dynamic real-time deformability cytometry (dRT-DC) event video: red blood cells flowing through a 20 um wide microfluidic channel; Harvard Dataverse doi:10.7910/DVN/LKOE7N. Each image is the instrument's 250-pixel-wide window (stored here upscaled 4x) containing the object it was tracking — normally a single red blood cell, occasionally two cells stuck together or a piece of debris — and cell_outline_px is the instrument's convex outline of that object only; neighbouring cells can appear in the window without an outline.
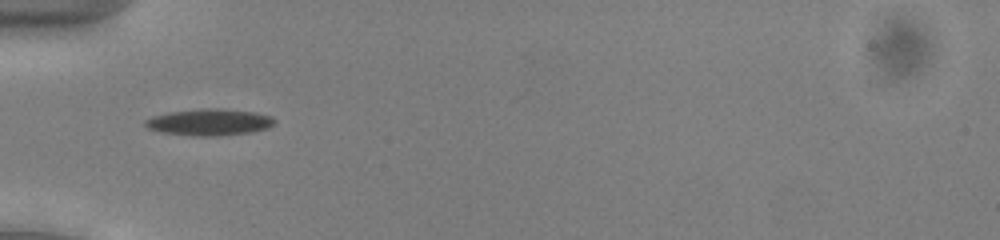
{"species": "common noctule bat (a hibernating species)", "species_latin": "Nyctalus noctula", "temperature_condition": "cold", "stored_images_in_passage": 30, "camera_frame_rate_fps": 3000, "um_per_image_px": 0.085, "animal": {"sex": "male", "body_mass_g": 13.0, "forearm_length_mm": 53.1}, "frame": {"image": 1, "passage_image": 1, "time_ms": 0.0, "image_size_px": [1000, 240], "cell_outline_px": [[276, 120], [268, 128], [252, 132], [220, 136], [192, 136], [160, 132], [148, 128], [144, 124], [144, 120], [152, 116], [168, 112], [200, 108], [216, 108], [256, 112], [272, 116]], "centroid_in_image_um": [17.78, 10.38], "position_along_channel_um": 67.2, "area_um2": 20.29}}
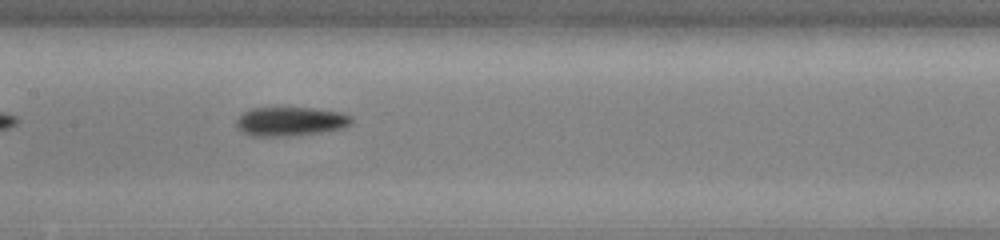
{"frame": {"image": 2, "passage_image": 10, "time_ms": 3.0, "image_size_px": [1000, 240], "cell_outline_px": [[352, 120], [344, 128], [320, 132], [284, 136], [252, 136], [236, 128], [236, 120], [244, 112], [252, 108], [312, 108], [340, 112], [352, 116]], "centroid_in_image_um": [24.67, 10.32], "position_along_channel_um": 182.7, "area_um2": 19.25}}
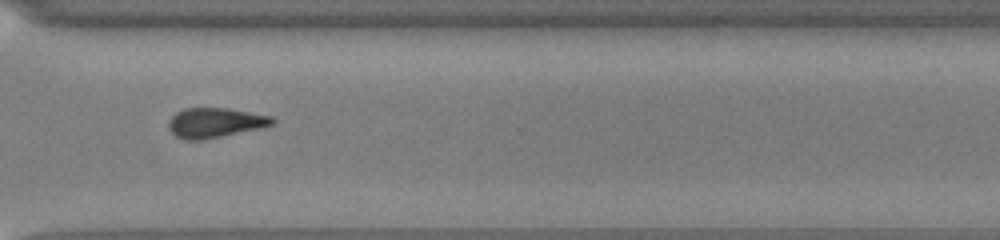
{"frame": {"image": 3, "passage_image": 23, "time_ms": 7.333, "image_size_px": [1000, 240], "cell_outline_px": [[276, 120], [272, 124], [260, 128], [200, 140], [184, 140], [176, 136], [168, 128], [168, 124], [172, 116], [176, 112], [184, 108], [228, 108], [272, 116]], "centroid_in_image_um": [18.26, 10.42], "position_along_channel_um": 352.3, "area_um2": 17.86}, "authors_computed_cell_mechanics": {"area_um2": 18.1781, "velocity_mm_per_s": 3.9308, "shape_relaxation_time_tau1_ms": 3.2423, "shape_relaxation_time_tau2_ms": null, "deformation_change_tau1": 0.1098, "deformation_change_tau2": null}}